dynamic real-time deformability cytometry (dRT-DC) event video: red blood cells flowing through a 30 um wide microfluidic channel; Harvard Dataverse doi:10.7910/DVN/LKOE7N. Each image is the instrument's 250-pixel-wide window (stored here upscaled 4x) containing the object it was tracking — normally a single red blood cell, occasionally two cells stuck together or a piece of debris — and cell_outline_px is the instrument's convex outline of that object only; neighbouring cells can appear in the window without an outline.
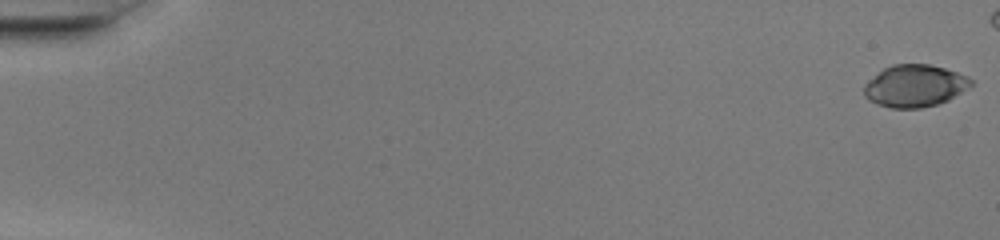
{"species": "common noctule bat (a hibernating species)", "species_latin": "Nyctalus noctula", "temperature_condition": "warm", "stored_images_in_passage": 45, "camera_frame_rate_fps": 3000, "um_per_image_px": 0.085, "animal": {"sex": "female", "body_mass_g": 20.0, "forearm_length_mm": 54.0}, "frame": {"image": 1, "passage_image": 1, "time_ms": 0.0, "image_size_px": [1000, 240], "cell_outline_px": [[972, 84], [968, 88], [948, 100], [936, 104], [920, 108], [892, 108], [876, 104], [868, 100], [864, 96], [864, 84], [868, 80], [884, 68], [892, 64], [928, 64], [944, 68], [968, 76], [972, 80]], "centroid_in_image_um": [77.73, 7.3], "position_along_channel_um": 7.3, "area_um2": 26.24}}
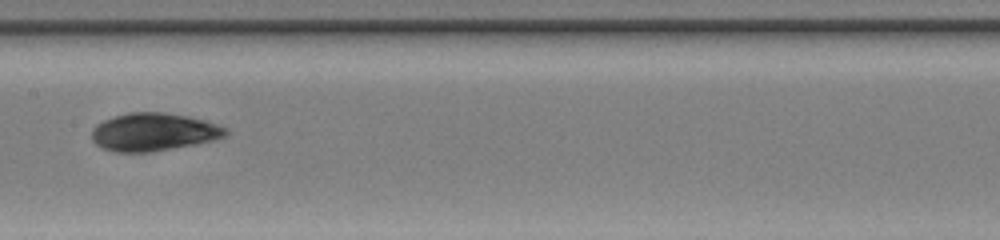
{"frame": {"image": 2, "passage_image": 27, "time_ms": 8.667, "image_size_px": [1000, 240], "cell_outline_px": [[228, 136], [216, 140], [196, 144], [152, 152], [116, 152], [100, 148], [92, 140], [92, 128], [96, 124], [104, 120], [128, 112], [164, 112], [188, 116], [204, 120], [228, 128]], "centroid_in_image_um": [13.07, 11.23], "position_along_channel_um": 194.3, "area_um2": 29.88}}
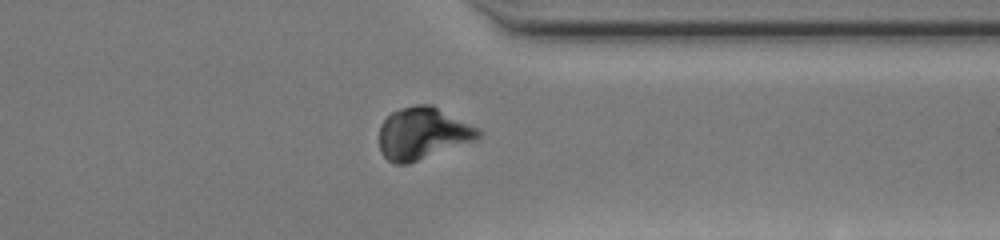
{"frame": {"image": 3, "passage_image": 40, "time_ms": 13.0, "image_size_px": [1000, 240], "cell_outline_px": [[484, 132], [476, 140], [408, 164], [396, 164], [388, 160], [380, 152], [380, 124], [392, 112], [400, 108], [416, 104], [432, 104], [480, 128]], "centroid_in_image_um": [35.96, 11.33], "position_along_channel_um": 375.4, "area_um2": 30.29}, "authors_computed_cell_mechanics": {"area_um2": 28.2064, "velocity_mm_per_s": 4.231, "shape_relaxation_time_tau1_ms": 2.3659, "shape_relaxation_time_tau2_ms": 2.7848, "deformation_change_tau1": 0.1156, "deformation_change_tau2": 0.061}}